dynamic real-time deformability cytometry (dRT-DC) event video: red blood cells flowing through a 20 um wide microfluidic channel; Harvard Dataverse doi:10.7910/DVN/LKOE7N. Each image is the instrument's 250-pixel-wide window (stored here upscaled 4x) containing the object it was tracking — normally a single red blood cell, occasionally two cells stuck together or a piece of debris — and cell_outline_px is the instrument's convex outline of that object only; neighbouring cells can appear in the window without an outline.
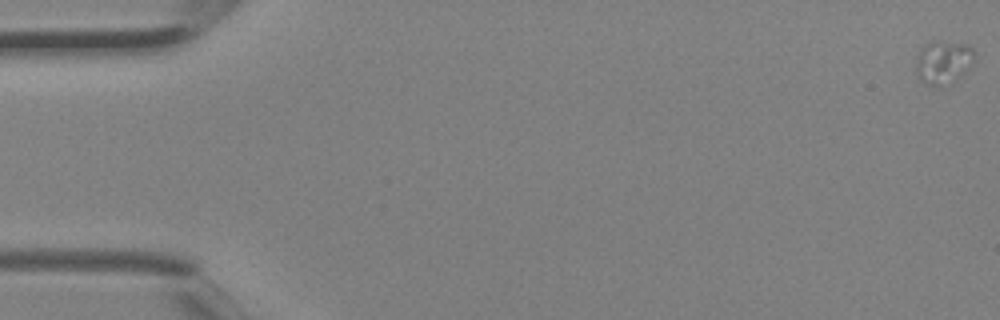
{"species": "Egyptian fruit bat (a non-hibernating species)", "species_latin": "Rousettus aegyptiacus", "temperature_condition": "room temperature", "stored_images_in_passage": 4, "camera_frame_rate_fps": 3000, "um_per_image_px": 0.085, "animal": {"sex": "female"}, "frame": {"image": 1, "passage_image": 1, "time_ms": 0.0, "image_size_px": [1000, 320], "cell_outline_px": [[976, 52], [972, 60], [960, 76], [936, 84], [928, 84], [920, 80], [916, 72], [916, 56], [920, 48], [924, 44], [936, 40], [968, 44]], "centroid_in_image_um": [80.13, 5.18], "position_along_channel_um": 4.9, "area_um2": 14.22}}